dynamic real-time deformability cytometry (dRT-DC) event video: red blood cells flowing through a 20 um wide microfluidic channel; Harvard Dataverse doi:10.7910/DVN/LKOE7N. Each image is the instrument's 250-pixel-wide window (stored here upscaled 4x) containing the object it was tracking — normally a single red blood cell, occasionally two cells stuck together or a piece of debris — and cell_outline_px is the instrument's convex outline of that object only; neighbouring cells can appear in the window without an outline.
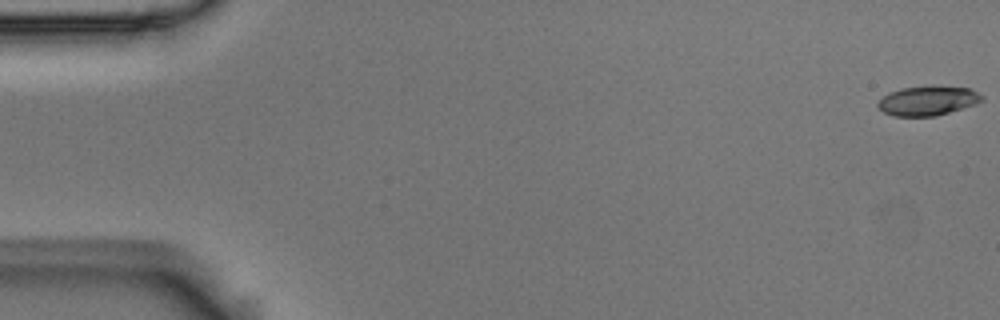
{"species": "Egyptian fruit bat (a non-hibernating species)", "species_latin": "Rousettus aegyptiacus", "temperature_condition": "room temperature", "stored_images_in_passage": 55, "camera_frame_rate_fps": 3000, "um_per_image_px": 0.085, "animal": {"sex": "male"}, "frame": {"image": 1, "passage_image": 1, "time_ms": 0.0, "image_size_px": [1000, 320], "cell_outline_px": [[984, 100], [976, 104], [936, 116], [896, 116], [884, 112], [876, 104], [888, 92], [900, 88], [932, 84], [972, 88], [984, 96]], "centroid_in_image_um": [78.91, 8.52], "position_along_channel_um": 6.1, "area_um2": 18.32}}
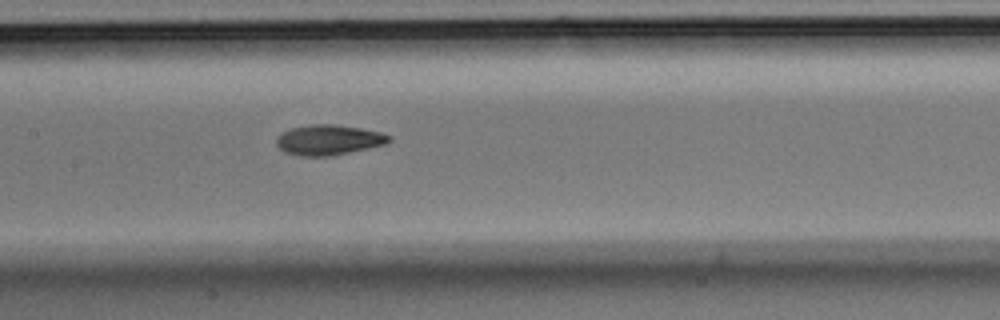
{"frame": {"image": 2, "passage_image": 27, "time_ms": 8.667, "image_size_px": [1000, 320], "cell_outline_px": [[392, 140], [388, 144], [328, 156], [300, 156], [284, 152], [276, 144], [276, 136], [288, 128], [312, 124], [332, 124], [360, 128], [380, 132], [392, 136]], "centroid_in_image_um": [27.92, 11.88], "position_along_channel_um": 179.5, "area_um2": 19.94}}
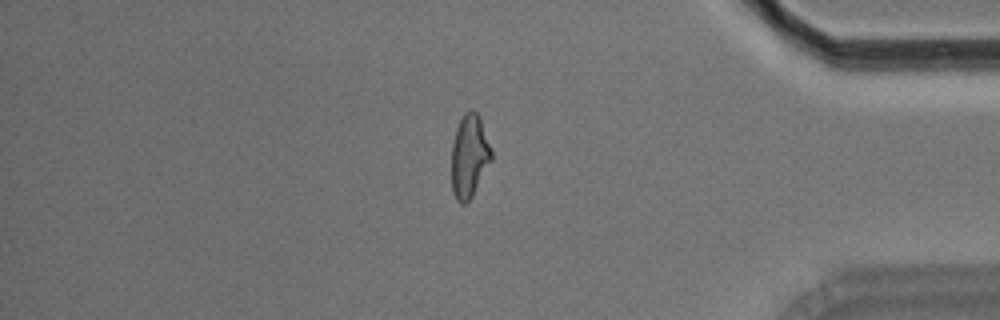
{"frame": {"image": 3, "passage_image": 47, "time_ms": 15.333, "image_size_px": [1000, 320], "cell_outline_px": [[492, 160], [472, 196], [464, 204], [460, 204], [456, 200], [452, 192], [452, 144], [456, 128], [464, 112], [468, 108], [472, 108], [480, 116], [492, 148]], "centroid_in_image_um": [39.9, 13.23], "position_along_channel_um": 395.3, "area_um2": 19.59}, "authors_computed_cell_mechanics": {"area_um2": 19.2474, "velocity_mm_per_s": 3.6758, "shape_relaxation_time_tau1_ms": 6.9935, "shape_relaxation_time_tau2_ms": 2.9187, "deformation_change_tau1": 0.1902, "deformation_change_tau2": 0.1014}}